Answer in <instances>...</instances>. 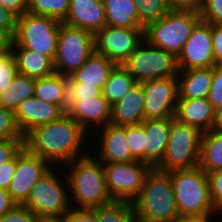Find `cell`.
Returning <instances> with one entry per match:
<instances>
[{
    "mask_svg": "<svg viewBox=\"0 0 222 222\" xmlns=\"http://www.w3.org/2000/svg\"><path fill=\"white\" fill-rule=\"evenodd\" d=\"M89 138L90 135L65 114L59 120L31 130L25 136L24 146L31 154L47 160L52 166H63L90 152Z\"/></svg>",
    "mask_w": 222,
    "mask_h": 222,
    "instance_id": "obj_1",
    "label": "cell"
},
{
    "mask_svg": "<svg viewBox=\"0 0 222 222\" xmlns=\"http://www.w3.org/2000/svg\"><path fill=\"white\" fill-rule=\"evenodd\" d=\"M71 208L93 209L114 200L107 190L103 163L91 152L63 165Z\"/></svg>",
    "mask_w": 222,
    "mask_h": 222,
    "instance_id": "obj_2",
    "label": "cell"
},
{
    "mask_svg": "<svg viewBox=\"0 0 222 222\" xmlns=\"http://www.w3.org/2000/svg\"><path fill=\"white\" fill-rule=\"evenodd\" d=\"M136 222H176L180 217L168 172L152 168L133 201Z\"/></svg>",
    "mask_w": 222,
    "mask_h": 222,
    "instance_id": "obj_3",
    "label": "cell"
},
{
    "mask_svg": "<svg viewBox=\"0 0 222 222\" xmlns=\"http://www.w3.org/2000/svg\"><path fill=\"white\" fill-rule=\"evenodd\" d=\"M168 173L180 216L218 214L211 201L209 177L205 170L197 166Z\"/></svg>",
    "mask_w": 222,
    "mask_h": 222,
    "instance_id": "obj_4",
    "label": "cell"
},
{
    "mask_svg": "<svg viewBox=\"0 0 222 222\" xmlns=\"http://www.w3.org/2000/svg\"><path fill=\"white\" fill-rule=\"evenodd\" d=\"M23 205L40 218L64 217L72 208L63 166L48 169L33 186Z\"/></svg>",
    "mask_w": 222,
    "mask_h": 222,
    "instance_id": "obj_5",
    "label": "cell"
},
{
    "mask_svg": "<svg viewBox=\"0 0 222 222\" xmlns=\"http://www.w3.org/2000/svg\"><path fill=\"white\" fill-rule=\"evenodd\" d=\"M200 20V12L170 9L158 21L150 23L145 28L144 38L152 46L163 49L177 58Z\"/></svg>",
    "mask_w": 222,
    "mask_h": 222,
    "instance_id": "obj_6",
    "label": "cell"
},
{
    "mask_svg": "<svg viewBox=\"0 0 222 222\" xmlns=\"http://www.w3.org/2000/svg\"><path fill=\"white\" fill-rule=\"evenodd\" d=\"M201 137L197 128L171 117L167 149L156 169L171 172L199 166Z\"/></svg>",
    "mask_w": 222,
    "mask_h": 222,
    "instance_id": "obj_7",
    "label": "cell"
},
{
    "mask_svg": "<svg viewBox=\"0 0 222 222\" xmlns=\"http://www.w3.org/2000/svg\"><path fill=\"white\" fill-rule=\"evenodd\" d=\"M61 23L52 17L25 13L16 20L13 47L36 51L53 61Z\"/></svg>",
    "mask_w": 222,
    "mask_h": 222,
    "instance_id": "obj_8",
    "label": "cell"
},
{
    "mask_svg": "<svg viewBox=\"0 0 222 222\" xmlns=\"http://www.w3.org/2000/svg\"><path fill=\"white\" fill-rule=\"evenodd\" d=\"M122 65L137 83L178 75L177 58L152 46L145 38Z\"/></svg>",
    "mask_w": 222,
    "mask_h": 222,
    "instance_id": "obj_9",
    "label": "cell"
},
{
    "mask_svg": "<svg viewBox=\"0 0 222 222\" xmlns=\"http://www.w3.org/2000/svg\"><path fill=\"white\" fill-rule=\"evenodd\" d=\"M93 52L94 35L91 32L61 23L54 71L60 75H72Z\"/></svg>",
    "mask_w": 222,
    "mask_h": 222,
    "instance_id": "obj_10",
    "label": "cell"
},
{
    "mask_svg": "<svg viewBox=\"0 0 222 222\" xmlns=\"http://www.w3.org/2000/svg\"><path fill=\"white\" fill-rule=\"evenodd\" d=\"M108 193L113 200L133 202L141 193L152 167L140 161L103 163Z\"/></svg>",
    "mask_w": 222,
    "mask_h": 222,
    "instance_id": "obj_11",
    "label": "cell"
},
{
    "mask_svg": "<svg viewBox=\"0 0 222 222\" xmlns=\"http://www.w3.org/2000/svg\"><path fill=\"white\" fill-rule=\"evenodd\" d=\"M144 30L106 25L94 34V52L122 65L144 39Z\"/></svg>",
    "mask_w": 222,
    "mask_h": 222,
    "instance_id": "obj_12",
    "label": "cell"
},
{
    "mask_svg": "<svg viewBox=\"0 0 222 222\" xmlns=\"http://www.w3.org/2000/svg\"><path fill=\"white\" fill-rule=\"evenodd\" d=\"M144 91V120L175 116L179 98L177 77L147 80L141 83Z\"/></svg>",
    "mask_w": 222,
    "mask_h": 222,
    "instance_id": "obj_13",
    "label": "cell"
},
{
    "mask_svg": "<svg viewBox=\"0 0 222 222\" xmlns=\"http://www.w3.org/2000/svg\"><path fill=\"white\" fill-rule=\"evenodd\" d=\"M52 165L45 159L31 154L25 146L17 153L16 170L7 192L18 205H23L37 181Z\"/></svg>",
    "mask_w": 222,
    "mask_h": 222,
    "instance_id": "obj_14",
    "label": "cell"
},
{
    "mask_svg": "<svg viewBox=\"0 0 222 222\" xmlns=\"http://www.w3.org/2000/svg\"><path fill=\"white\" fill-rule=\"evenodd\" d=\"M214 65L211 24L200 20L177 56L178 71L209 68Z\"/></svg>",
    "mask_w": 222,
    "mask_h": 222,
    "instance_id": "obj_15",
    "label": "cell"
},
{
    "mask_svg": "<svg viewBox=\"0 0 222 222\" xmlns=\"http://www.w3.org/2000/svg\"><path fill=\"white\" fill-rule=\"evenodd\" d=\"M90 139H93L94 143V140L97 142L94 144L92 143V140H90V145H92L89 148L92 150H90V152L102 163H127L137 161L132 156L129 145L127 144L126 126L123 127L107 124L106 126L96 130L93 135L90 136ZM93 146L98 148H94L95 152L92 149Z\"/></svg>",
    "mask_w": 222,
    "mask_h": 222,
    "instance_id": "obj_16",
    "label": "cell"
},
{
    "mask_svg": "<svg viewBox=\"0 0 222 222\" xmlns=\"http://www.w3.org/2000/svg\"><path fill=\"white\" fill-rule=\"evenodd\" d=\"M16 123L24 137L35 127L59 120L65 115L57 105L31 97L15 110Z\"/></svg>",
    "mask_w": 222,
    "mask_h": 222,
    "instance_id": "obj_17",
    "label": "cell"
},
{
    "mask_svg": "<svg viewBox=\"0 0 222 222\" xmlns=\"http://www.w3.org/2000/svg\"><path fill=\"white\" fill-rule=\"evenodd\" d=\"M111 110L112 106L102 94L95 98L78 100L68 115L92 135L96 130L110 124Z\"/></svg>",
    "mask_w": 222,
    "mask_h": 222,
    "instance_id": "obj_18",
    "label": "cell"
},
{
    "mask_svg": "<svg viewBox=\"0 0 222 222\" xmlns=\"http://www.w3.org/2000/svg\"><path fill=\"white\" fill-rule=\"evenodd\" d=\"M62 23L94 35L106 26L103 0H70L68 14Z\"/></svg>",
    "mask_w": 222,
    "mask_h": 222,
    "instance_id": "obj_19",
    "label": "cell"
},
{
    "mask_svg": "<svg viewBox=\"0 0 222 222\" xmlns=\"http://www.w3.org/2000/svg\"><path fill=\"white\" fill-rule=\"evenodd\" d=\"M141 125L146 135L145 163L156 168L161 163L167 149L171 118L144 120Z\"/></svg>",
    "mask_w": 222,
    "mask_h": 222,
    "instance_id": "obj_20",
    "label": "cell"
},
{
    "mask_svg": "<svg viewBox=\"0 0 222 222\" xmlns=\"http://www.w3.org/2000/svg\"><path fill=\"white\" fill-rule=\"evenodd\" d=\"M144 91L141 83L112 106L110 124L115 126L139 125L144 121Z\"/></svg>",
    "mask_w": 222,
    "mask_h": 222,
    "instance_id": "obj_21",
    "label": "cell"
},
{
    "mask_svg": "<svg viewBox=\"0 0 222 222\" xmlns=\"http://www.w3.org/2000/svg\"><path fill=\"white\" fill-rule=\"evenodd\" d=\"M174 117L202 133L214 129V108L207 98L178 99Z\"/></svg>",
    "mask_w": 222,
    "mask_h": 222,
    "instance_id": "obj_22",
    "label": "cell"
},
{
    "mask_svg": "<svg viewBox=\"0 0 222 222\" xmlns=\"http://www.w3.org/2000/svg\"><path fill=\"white\" fill-rule=\"evenodd\" d=\"M178 79V99L207 98L213 79V67L180 70Z\"/></svg>",
    "mask_w": 222,
    "mask_h": 222,
    "instance_id": "obj_23",
    "label": "cell"
},
{
    "mask_svg": "<svg viewBox=\"0 0 222 222\" xmlns=\"http://www.w3.org/2000/svg\"><path fill=\"white\" fill-rule=\"evenodd\" d=\"M116 64L104 55L93 52L71 76L77 83L94 85L103 90L111 70Z\"/></svg>",
    "mask_w": 222,
    "mask_h": 222,
    "instance_id": "obj_24",
    "label": "cell"
},
{
    "mask_svg": "<svg viewBox=\"0 0 222 222\" xmlns=\"http://www.w3.org/2000/svg\"><path fill=\"white\" fill-rule=\"evenodd\" d=\"M12 53L19 74L38 79L55 72L53 61L46 55L22 47H13Z\"/></svg>",
    "mask_w": 222,
    "mask_h": 222,
    "instance_id": "obj_25",
    "label": "cell"
},
{
    "mask_svg": "<svg viewBox=\"0 0 222 222\" xmlns=\"http://www.w3.org/2000/svg\"><path fill=\"white\" fill-rule=\"evenodd\" d=\"M106 25L121 28H145L139 21L134 0H103Z\"/></svg>",
    "mask_w": 222,
    "mask_h": 222,
    "instance_id": "obj_26",
    "label": "cell"
},
{
    "mask_svg": "<svg viewBox=\"0 0 222 222\" xmlns=\"http://www.w3.org/2000/svg\"><path fill=\"white\" fill-rule=\"evenodd\" d=\"M199 166L207 174L222 169V129L202 133Z\"/></svg>",
    "mask_w": 222,
    "mask_h": 222,
    "instance_id": "obj_27",
    "label": "cell"
},
{
    "mask_svg": "<svg viewBox=\"0 0 222 222\" xmlns=\"http://www.w3.org/2000/svg\"><path fill=\"white\" fill-rule=\"evenodd\" d=\"M36 79L17 74L8 89L0 93V106L15 112L26 99L34 97Z\"/></svg>",
    "mask_w": 222,
    "mask_h": 222,
    "instance_id": "obj_28",
    "label": "cell"
},
{
    "mask_svg": "<svg viewBox=\"0 0 222 222\" xmlns=\"http://www.w3.org/2000/svg\"><path fill=\"white\" fill-rule=\"evenodd\" d=\"M136 80L121 64L111 70L103 88V96L111 106L120 101L136 84Z\"/></svg>",
    "mask_w": 222,
    "mask_h": 222,
    "instance_id": "obj_29",
    "label": "cell"
},
{
    "mask_svg": "<svg viewBox=\"0 0 222 222\" xmlns=\"http://www.w3.org/2000/svg\"><path fill=\"white\" fill-rule=\"evenodd\" d=\"M97 222H136L135 207L130 201H116L93 208Z\"/></svg>",
    "mask_w": 222,
    "mask_h": 222,
    "instance_id": "obj_30",
    "label": "cell"
},
{
    "mask_svg": "<svg viewBox=\"0 0 222 222\" xmlns=\"http://www.w3.org/2000/svg\"><path fill=\"white\" fill-rule=\"evenodd\" d=\"M34 97L60 107L62 102L61 75L54 72L49 76L36 79Z\"/></svg>",
    "mask_w": 222,
    "mask_h": 222,
    "instance_id": "obj_31",
    "label": "cell"
},
{
    "mask_svg": "<svg viewBox=\"0 0 222 222\" xmlns=\"http://www.w3.org/2000/svg\"><path fill=\"white\" fill-rule=\"evenodd\" d=\"M70 0H28V12L63 21L69 11Z\"/></svg>",
    "mask_w": 222,
    "mask_h": 222,
    "instance_id": "obj_32",
    "label": "cell"
},
{
    "mask_svg": "<svg viewBox=\"0 0 222 222\" xmlns=\"http://www.w3.org/2000/svg\"><path fill=\"white\" fill-rule=\"evenodd\" d=\"M139 21L146 28L150 23L158 21L169 10L168 0H134Z\"/></svg>",
    "mask_w": 222,
    "mask_h": 222,
    "instance_id": "obj_33",
    "label": "cell"
},
{
    "mask_svg": "<svg viewBox=\"0 0 222 222\" xmlns=\"http://www.w3.org/2000/svg\"><path fill=\"white\" fill-rule=\"evenodd\" d=\"M145 130L141 124L126 126V140L132 156L145 163Z\"/></svg>",
    "mask_w": 222,
    "mask_h": 222,
    "instance_id": "obj_34",
    "label": "cell"
},
{
    "mask_svg": "<svg viewBox=\"0 0 222 222\" xmlns=\"http://www.w3.org/2000/svg\"><path fill=\"white\" fill-rule=\"evenodd\" d=\"M0 140H25L20 131L14 111L0 106Z\"/></svg>",
    "mask_w": 222,
    "mask_h": 222,
    "instance_id": "obj_35",
    "label": "cell"
},
{
    "mask_svg": "<svg viewBox=\"0 0 222 222\" xmlns=\"http://www.w3.org/2000/svg\"><path fill=\"white\" fill-rule=\"evenodd\" d=\"M62 84V102L60 109L61 111L68 115L74 108L77 98H76V86L77 82L71 75H61Z\"/></svg>",
    "mask_w": 222,
    "mask_h": 222,
    "instance_id": "obj_36",
    "label": "cell"
},
{
    "mask_svg": "<svg viewBox=\"0 0 222 222\" xmlns=\"http://www.w3.org/2000/svg\"><path fill=\"white\" fill-rule=\"evenodd\" d=\"M17 74L18 70L13 53L0 55V93L8 89Z\"/></svg>",
    "mask_w": 222,
    "mask_h": 222,
    "instance_id": "obj_37",
    "label": "cell"
},
{
    "mask_svg": "<svg viewBox=\"0 0 222 222\" xmlns=\"http://www.w3.org/2000/svg\"><path fill=\"white\" fill-rule=\"evenodd\" d=\"M210 183V197L215 210L222 215V169L208 173ZM221 212V214H220Z\"/></svg>",
    "mask_w": 222,
    "mask_h": 222,
    "instance_id": "obj_38",
    "label": "cell"
},
{
    "mask_svg": "<svg viewBox=\"0 0 222 222\" xmlns=\"http://www.w3.org/2000/svg\"><path fill=\"white\" fill-rule=\"evenodd\" d=\"M1 222H41V218L26 206L17 204L1 217Z\"/></svg>",
    "mask_w": 222,
    "mask_h": 222,
    "instance_id": "obj_39",
    "label": "cell"
},
{
    "mask_svg": "<svg viewBox=\"0 0 222 222\" xmlns=\"http://www.w3.org/2000/svg\"><path fill=\"white\" fill-rule=\"evenodd\" d=\"M200 16L207 23L222 24V0H205Z\"/></svg>",
    "mask_w": 222,
    "mask_h": 222,
    "instance_id": "obj_40",
    "label": "cell"
},
{
    "mask_svg": "<svg viewBox=\"0 0 222 222\" xmlns=\"http://www.w3.org/2000/svg\"><path fill=\"white\" fill-rule=\"evenodd\" d=\"M213 108L222 103V65L213 66L212 85L207 97Z\"/></svg>",
    "mask_w": 222,
    "mask_h": 222,
    "instance_id": "obj_41",
    "label": "cell"
},
{
    "mask_svg": "<svg viewBox=\"0 0 222 222\" xmlns=\"http://www.w3.org/2000/svg\"><path fill=\"white\" fill-rule=\"evenodd\" d=\"M25 140H0V166L10 161L23 147Z\"/></svg>",
    "mask_w": 222,
    "mask_h": 222,
    "instance_id": "obj_42",
    "label": "cell"
},
{
    "mask_svg": "<svg viewBox=\"0 0 222 222\" xmlns=\"http://www.w3.org/2000/svg\"><path fill=\"white\" fill-rule=\"evenodd\" d=\"M17 154L10 160L0 166V189L9 188L10 182L16 170Z\"/></svg>",
    "mask_w": 222,
    "mask_h": 222,
    "instance_id": "obj_43",
    "label": "cell"
},
{
    "mask_svg": "<svg viewBox=\"0 0 222 222\" xmlns=\"http://www.w3.org/2000/svg\"><path fill=\"white\" fill-rule=\"evenodd\" d=\"M215 65H222V24H211Z\"/></svg>",
    "mask_w": 222,
    "mask_h": 222,
    "instance_id": "obj_44",
    "label": "cell"
},
{
    "mask_svg": "<svg viewBox=\"0 0 222 222\" xmlns=\"http://www.w3.org/2000/svg\"><path fill=\"white\" fill-rule=\"evenodd\" d=\"M0 6L16 19L28 12V0H0Z\"/></svg>",
    "mask_w": 222,
    "mask_h": 222,
    "instance_id": "obj_45",
    "label": "cell"
},
{
    "mask_svg": "<svg viewBox=\"0 0 222 222\" xmlns=\"http://www.w3.org/2000/svg\"><path fill=\"white\" fill-rule=\"evenodd\" d=\"M66 222H97L92 209L72 208L65 216Z\"/></svg>",
    "mask_w": 222,
    "mask_h": 222,
    "instance_id": "obj_46",
    "label": "cell"
},
{
    "mask_svg": "<svg viewBox=\"0 0 222 222\" xmlns=\"http://www.w3.org/2000/svg\"><path fill=\"white\" fill-rule=\"evenodd\" d=\"M172 10H192L200 12L205 0H168Z\"/></svg>",
    "mask_w": 222,
    "mask_h": 222,
    "instance_id": "obj_47",
    "label": "cell"
},
{
    "mask_svg": "<svg viewBox=\"0 0 222 222\" xmlns=\"http://www.w3.org/2000/svg\"><path fill=\"white\" fill-rule=\"evenodd\" d=\"M75 93L78 101L98 97L103 94V90L94 85H83V83H77Z\"/></svg>",
    "mask_w": 222,
    "mask_h": 222,
    "instance_id": "obj_48",
    "label": "cell"
},
{
    "mask_svg": "<svg viewBox=\"0 0 222 222\" xmlns=\"http://www.w3.org/2000/svg\"><path fill=\"white\" fill-rule=\"evenodd\" d=\"M14 45V35L6 30L0 28V55L12 52Z\"/></svg>",
    "mask_w": 222,
    "mask_h": 222,
    "instance_id": "obj_49",
    "label": "cell"
},
{
    "mask_svg": "<svg viewBox=\"0 0 222 222\" xmlns=\"http://www.w3.org/2000/svg\"><path fill=\"white\" fill-rule=\"evenodd\" d=\"M16 18L0 6V28L10 31L13 35L16 29Z\"/></svg>",
    "mask_w": 222,
    "mask_h": 222,
    "instance_id": "obj_50",
    "label": "cell"
},
{
    "mask_svg": "<svg viewBox=\"0 0 222 222\" xmlns=\"http://www.w3.org/2000/svg\"><path fill=\"white\" fill-rule=\"evenodd\" d=\"M16 205L17 204L12 199L11 195L6 190L0 189V216L2 217Z\"/></svg>",
    "mask_w": 222,
    "mask_h": 222,
    "instance_id": "obj_51",
    "label": "cell"
},
{
    "mask_svg": "<svg viewBox=\"0 0 222 222\" xmlns=\"http://www.w3.org/2000/svg\"><path fill=\"white\" fill-rule=\"evenodd\" d=\"M216 215H204V216H180L176 222H216L214 217ZM213 220V221H212Z\"/></svg>",
    "mask_w": 222,
    "mask_h": 222,
    "instance_id": "obj_52",
    "label": "cell"
},
{
    "mask_svg": "<svg viewBox=\"0 0 222 222\" xmlns=\"http://www.w3.org/2000/svg\"><path fill=\"white\" fill-rule=\"evenodd\" d=\"M214 129H222V103L214 108Z\"/></svg>",
    "mask_w": 222,
    "mask_h": 222,
    "instance_id": "obj_53",
    "label": "cell"
},
{
    "mask_svg": "<svg viewBox=\"0 0 222 222\" xmlns=\"http://www.w3.org/2000/svg\"><path fill=\"white\" fill-rule=\"evenodd\" d=\"M41 222H66L64 217L60 218H41Z\"/></svg>",
    "mask_w": 222,
    "mask_h": 222,
    "instance_id": "obj_54",
    "label": "cell"
}]
</instances>
